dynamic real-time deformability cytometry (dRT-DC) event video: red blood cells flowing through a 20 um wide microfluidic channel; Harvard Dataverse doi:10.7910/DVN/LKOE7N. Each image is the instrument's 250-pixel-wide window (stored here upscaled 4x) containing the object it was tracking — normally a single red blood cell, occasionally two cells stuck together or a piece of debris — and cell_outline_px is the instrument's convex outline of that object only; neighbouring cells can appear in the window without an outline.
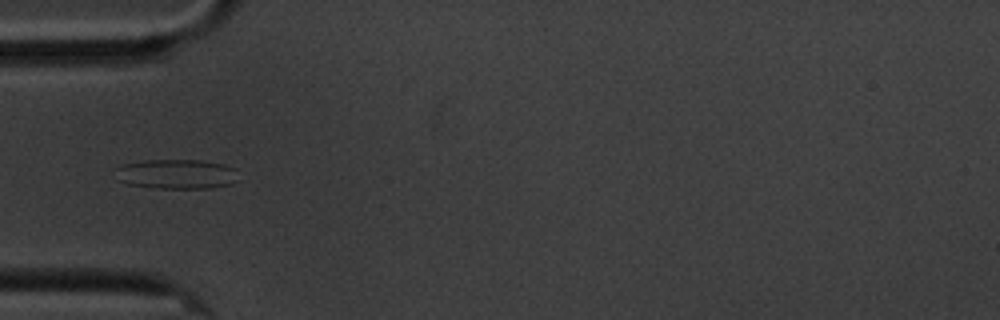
{"species": "common noctule bat (a hibernating species)", "species_latin": "Nyctalus noctula", "temperature_condition": "cold", "stored_images_in_passage": 15, "camera_frame_rate_fps": 3000, "um_per_image_px": 0.085, "animal": {"sex": "male", "body_mass_g": 20.1, "forearm_length_mm": 53.5}, "frame": {"image": 1, "passage_image": 5, "time_ms": 5.667, "image_size_px": [1000, 320], "cell_outline_px": [[240, 180], [232, 184], [212, 188], [152, 188], [128, 184], [116, 180], [116, 168], [120, 164], [144, 160], [200, 160], [224, 164], [236, 168]], "centroid_in_image_um": [15.02, 14.8], "position_along_channel_um": 70.0, "area_um2": 21.79}}
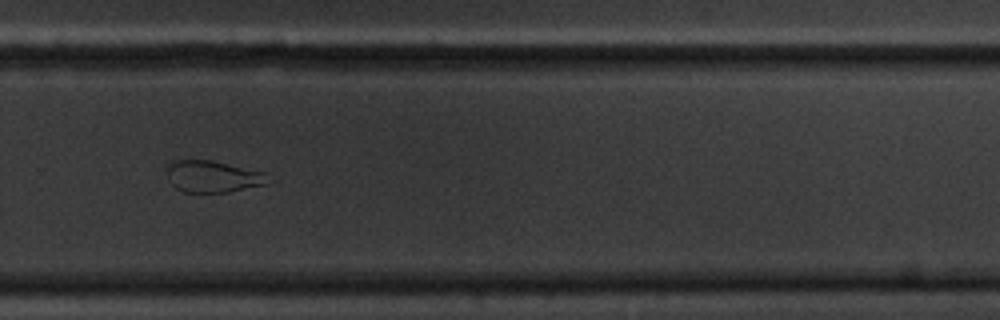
{"frame": {"image": 2, "passage_image": 11, "time_ms": 12.667, "image_size_px": [1000, 320], "cell_outline_px": [[276, 180], [264, 184], [228, 192], [184, 192], [176, 188], [172, 184], [168, 172], [168, 168], [176, 160], [212, 160], [264, 172]], "centroid_in_image_um": [18.18, 15.01], "position_along_channel_um": 311.6, "area_um2": 18.5}}
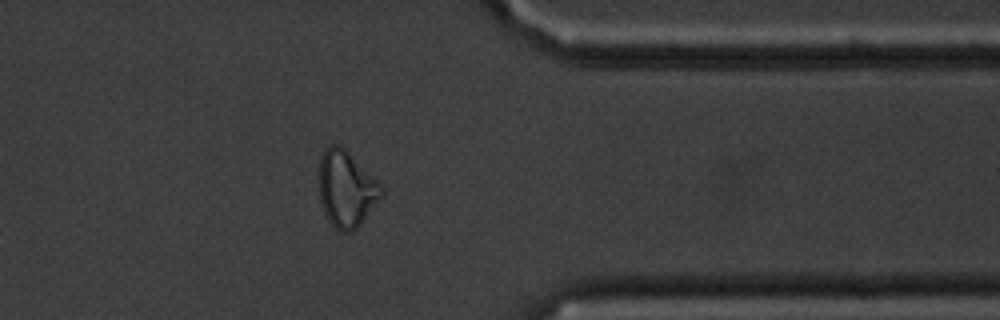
{"frame": {"image": 3, "passage_image": 13, "time_ms": 15.0, "image_size_px": [1000, 320], "cell_outline_px": [[384, 196], [360, 224], [356, 228], [348, 232], [344, 232], [336, 228], [328, 220], [324, 212], [320, 200], [320, 156], [328, 144], [336, 144], [344, 148], [384, 188]], "centroid_in_image_um": [29.45, 16.06], "position_along_channel_um": 382.0, "area_um2": 27.4}, "authors_computed_cell_mechanics": {"area_um2": 21.9062, "velocity_mm_per_s": 3.4454, "shape_relaxation_time_tau1_ms": null, "shape_relaxation_time_tau2_ms": 2.9506, "deformation_change_tau1": null, "deformation_change_tau2": 0.0899}}